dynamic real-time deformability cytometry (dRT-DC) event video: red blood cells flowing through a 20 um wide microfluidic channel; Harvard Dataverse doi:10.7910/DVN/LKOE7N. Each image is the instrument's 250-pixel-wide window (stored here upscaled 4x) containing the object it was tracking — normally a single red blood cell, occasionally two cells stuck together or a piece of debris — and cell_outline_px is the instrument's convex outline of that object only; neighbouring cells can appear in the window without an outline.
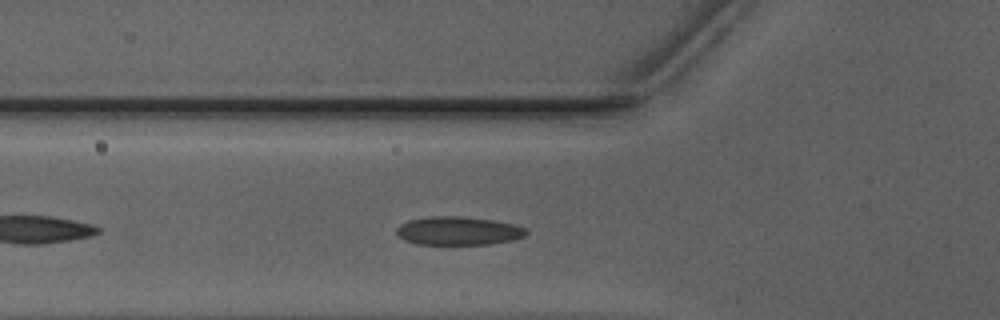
{"species": "Egyptian fruit bat (a non-hibernating species)", "species_latin": "Rousettus aegyptiacus", "temperature_condition": "warm", "stored_images_in_passage": 35, "camera_frame_rate_fps": 3000, "um_per_image_px": 0.085, "animal": {"sex": "male"}, "frame": {"image": 1, "passage_image": 6, "time_ms": 1.667, "image_size_px": [1000, 320], "cell_outline_px": [[528, 232], [524, 236], [512, 240], [488, 244], [416, 244], [404, 240], [396, 232], [396, 228], [400, 224], [408, 220], [432, 216], [460, 216], [492, 220], [516, 224], [524, 228]], "centroid_in_image_um": [38.94, 19.62], "position_along_channel_um": 86.9, "area_um2": 21.44}}
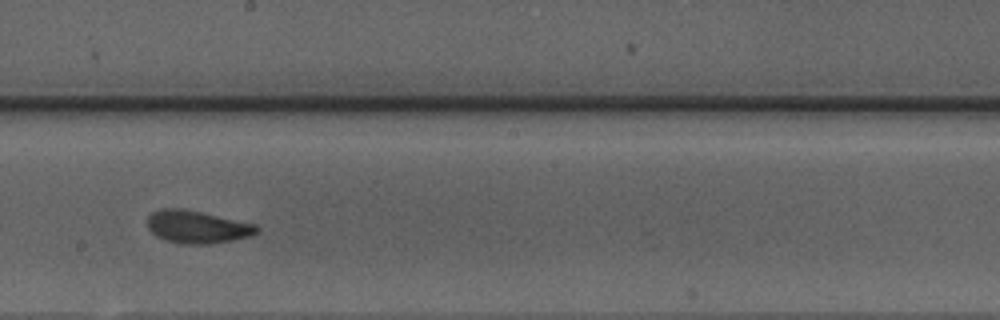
{"frame": {"image": 2, "passage_image": 17, "time_ms": 5.333, "image_size_px": [1000, 320], "cell_outline_px": [[260, 232], [252, 236], [212, 244], [184, 244], [164, 240], [156, 236], [148, 228], [148, 216], [152, 212], [160, 208], [176, 208], [200, 212], [256, 224], [260, 228]], "centroid_in_image_um": [16.78, 19.3], "position_along_channel_um": 231.4, "area_um2": 20.87}}
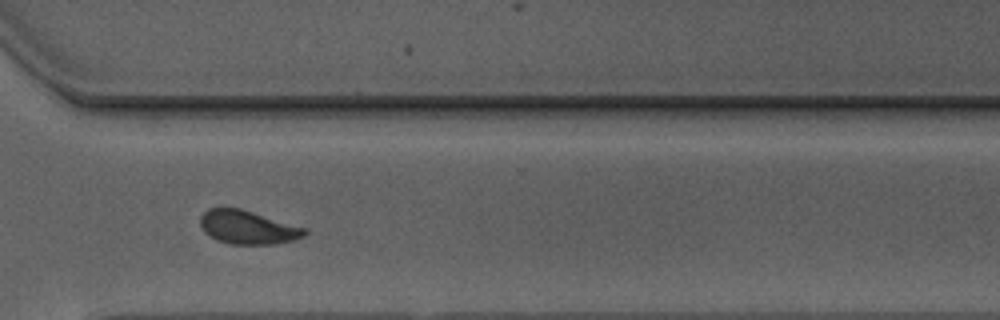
{"frame": {"image": 3, "passage_image": 26, "time_ms": 8.333, "image_size_px": [1000, 320], "cell_outline_px": [[308, 232], [304, 236], [292, 240], [276, 244], [232, 244], [216, 240], [204, 232], [200, 224], [200, 216], [208, 208], [220, 204], [240, 208], [308, 228]], "centroid_in_image_um": [21.02, 19.28], "position_along_channel_um": 349.6, "area_um2": 20.98}, "authors_computed_cell_mechanics": {"area_um2": 20.8658, "velocity_mm_per_s": 3.9366, "shape_relaxation_time_tau1_ms": 4.1309, "shape_relaxation_time_tau2_ms": 1.314, "deformation_change_tau1": 0.1364, "deformation_change_tau2": 0.0715}}